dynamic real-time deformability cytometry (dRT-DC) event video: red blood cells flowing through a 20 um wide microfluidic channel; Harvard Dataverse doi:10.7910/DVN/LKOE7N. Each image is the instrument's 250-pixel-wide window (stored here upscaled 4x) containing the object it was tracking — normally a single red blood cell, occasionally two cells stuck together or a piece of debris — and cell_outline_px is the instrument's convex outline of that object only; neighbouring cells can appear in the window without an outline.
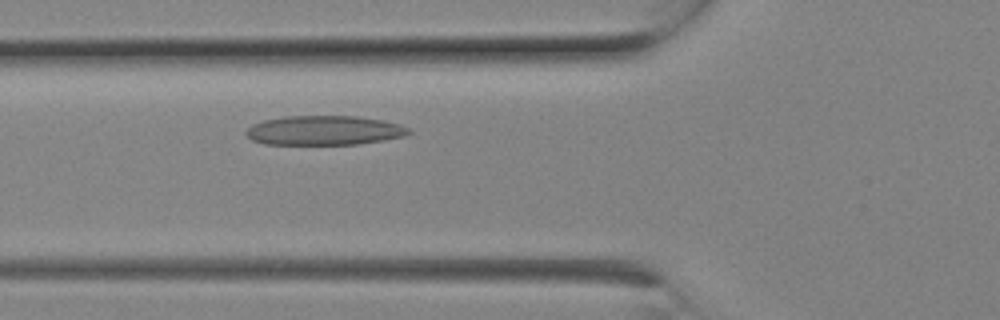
{"species": "Egyptian fruit bat (a non-hibernating species)", "species_latin": "Rousettus aegyptiacus", "temperature_condition": "room temperature", "stored_images_in_passage": 5, "camera_frame_rate_fps": 3000, "um_per_image_px": 0.085, "animal": {"sex": "female"}, "frame": {"image": 1, "passage_image": 5, "time_ms": 1.333, "image_size_px": [1000, 320], "cell_outline_px": [[412, 132], [404, 136], [384, 140], [356, 144], [264, 144], [252, 140], [244, 132], [252, 124], [264, 120], [284, 116], [356, 116], [384, 120], [400, 124], [408, 128]], "centroid_in_image_um": [27.56, 11.08], "position_along_channel_um": 98.2, "area_um2": 27.92}}